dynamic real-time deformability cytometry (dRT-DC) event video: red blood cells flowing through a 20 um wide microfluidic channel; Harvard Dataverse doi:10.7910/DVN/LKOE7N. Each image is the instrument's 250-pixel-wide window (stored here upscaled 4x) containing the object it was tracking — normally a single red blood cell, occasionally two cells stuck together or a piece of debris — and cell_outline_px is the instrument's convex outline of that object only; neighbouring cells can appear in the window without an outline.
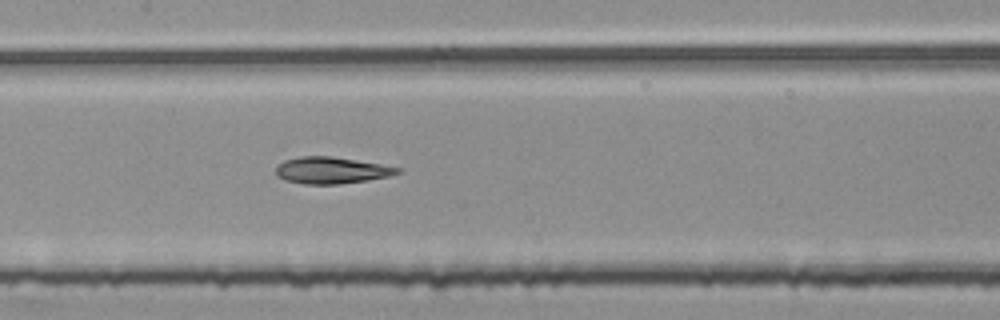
{"species": "common noctule bat (a hibernating species)", "species_latin": "Nyctalus noctula", "temperature_condition": "room temperature", "stored_images_in_passage": 55, "segment_of_instrument_passage": [2, 3], "camera_frame_rate_fps": 3000, "um_per_image_px": 0.085, "animal": {"sex": "female", "body_mass_g": 25.1}, "frame": {"image": 1, "passage_image": 26, "time_ms": 8.333, "image_size_px": [1000, 320], "cell_outline_px": [[400, 172], [392, 176], [368, 180], [340, 184], [304, 184], [284, 180], [276, 172], [276, 164], [284, 160], [300, 156], [332, 156], [380, 164], [400, 168]], "centroid_in_image_um": [28.16, 14.48], "position_along_channel_um": 179.2, "area_um2": 18.9}}
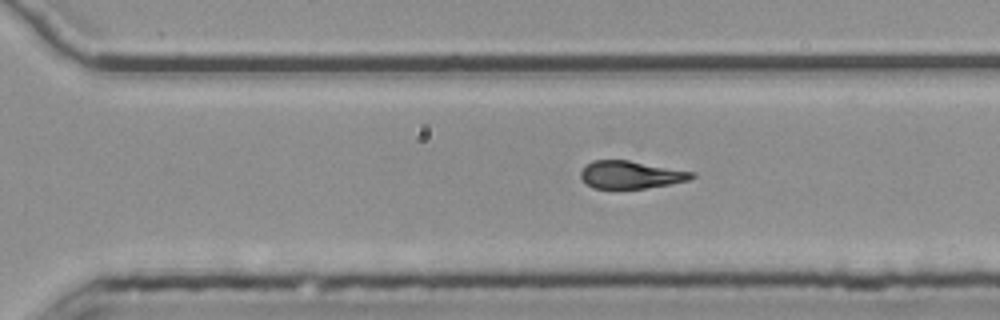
{"frame": {"image": 2, "passage_image": 37, "time_ms": 12.0, "image_size_px": [1000, 320], "cell_outline_px": [[696, 176], [688, 180], [672, 184], [644, 188], [592, 188], [584, 184], [580, 176], [580, 172], [584, 164], [592, 160], [628, 160], [696, 172]], "centroid_in_image_um": [53.59, 14.84], "position_along_channel_um": 317.0, "area_um2": 18.15}}
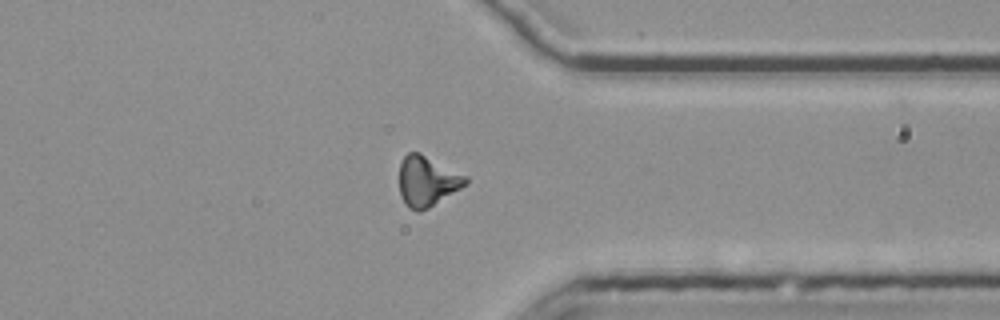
{"frame": {"image": 3, "passage_image": 42, "time_ms": 13.667, "image_size_px": [1000, 320], "cell_outline_px": [[468, 184], [428, 208], [420, 212], [416, 212], [408, 208], [400, 196], [400, 160], [408, 152], [420, 152], [468, 176]], "centroid_in_image_um": [36.31, 15.39], "position_along_channel_um": 375.1, "area_um2": 19.65}}